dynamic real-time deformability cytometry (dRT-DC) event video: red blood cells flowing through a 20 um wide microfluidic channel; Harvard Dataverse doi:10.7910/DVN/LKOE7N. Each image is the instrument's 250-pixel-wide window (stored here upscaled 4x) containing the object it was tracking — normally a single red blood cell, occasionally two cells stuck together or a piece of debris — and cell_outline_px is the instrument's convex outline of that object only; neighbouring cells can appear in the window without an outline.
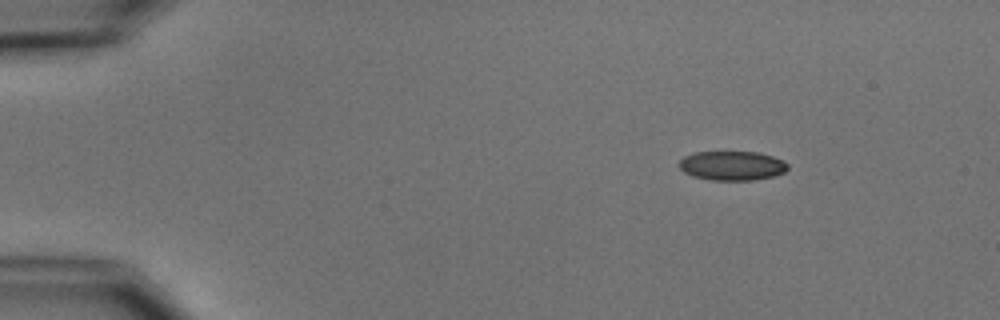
{"species": "common noctule bat (a hibernating species)", "species_latin": "Nyctalus noctula", "temperature_condition": "cold", "stored_images_in_passage": 5, "camera_frame_rate_fps": 3000, "um_per_image_px": 0.085, "animal": {"sex": "male", "body_mass_g": 15.6}, "frame": {"image": 1, "passage_image": 1, "time_ms": 0.0, "image_size_px": [1000, 320], "cell_outline_px": [[788, 168], [784, 172], [772, 176], [752, 180], [712, 180], [692, 176], [684, 172], [676, 164], [684, 156], [696, 152], [760, 152], [784, 160], [788, 164]], "centroid_in_image_um": [62.21, 14.08], "position_along_channel_um": 22.8, "area_um2": 18.61}}
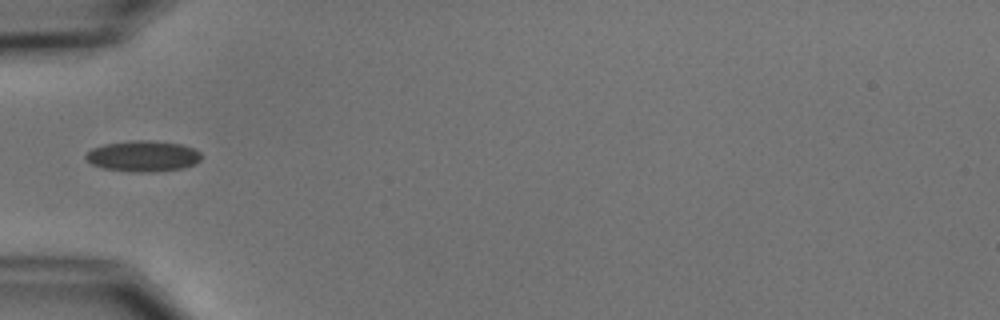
{"frame": {"image": 2, "passage_image": 4, "time_ms": 3.667, "image_size_px": [1000, 320], "cell_outline_px": [[200, 160], [196, 164], [184, 168], [152, 172], [128, 172], [104, 168], [92, 164], [84, 156], [92, 148], [104, 144], [136, 140], [144, 140], [180, 144], [196, 148], [200, 152]], "centroid_in_image_um": [12.18, 13.28], "position_along_channel_um": 72.8, "area_um2": 20.81}}